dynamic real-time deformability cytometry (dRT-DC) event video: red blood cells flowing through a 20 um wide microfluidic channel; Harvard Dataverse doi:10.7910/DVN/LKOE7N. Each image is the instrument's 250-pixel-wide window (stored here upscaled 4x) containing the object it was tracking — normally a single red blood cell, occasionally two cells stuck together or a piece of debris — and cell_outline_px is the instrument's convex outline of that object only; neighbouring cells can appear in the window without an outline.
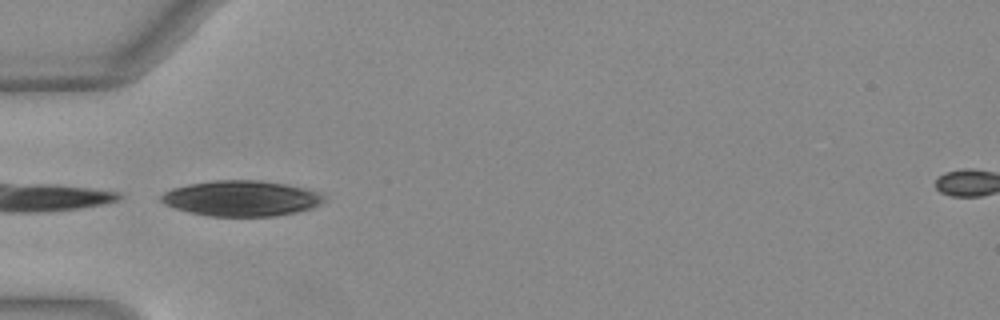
{"species": "Egyptian fruit bat (a non-hibernating species)", "species_latin": "Rousettus aegyptiacus", "temperature_condition": "warm", "stored_images_in_passage": 20, "camera_frame_rate_fps": 3000, "um_per_image_px": 0.085, "animal": {"sex": "female"}, "frame": {"image": 1, "passage_image": 1, "time_ms": 0.0, "image_size_px": [1000, 320], "cell_outline_px": [[324, 200], [320, 204], [312, 208], [296, 212], [276, 216], [208, 216], [176, 208], [164, 204], [160, 200], [160, 196], [164, 192], [172, 188], [192, 184], [216, 180], [260, 180], [308, 188], [320, 192], [324, 196]], "centroid_in_image_um": [20.55, 16.86], "position_along_channel_um": 64.5, "area_um2": 33.64}}
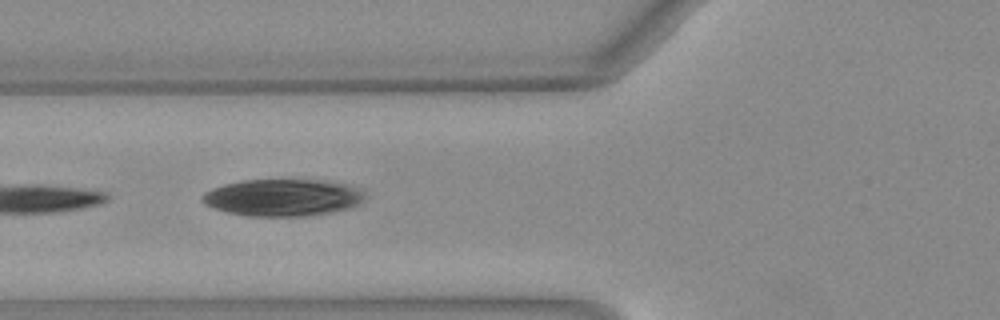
{"frame": {"image": 2, "passage_image": 4, "time_ms": 1.0, "image_size_px": [1000, 320], "cell_outline_px": [[364, 200], [360, 204], [348, 208], [332, 212], [308, 216], [248, 216], [228, 212], [216, 208], [208, 204], [200, 196], [204, 192], [212, 188], [224, 184], [244, 180], [324, 180], [364, 188]], "centroid_in_image_um": [24.1, 16.78], "position_along_channel_um": 101.7, "area_um2": 35.08}}